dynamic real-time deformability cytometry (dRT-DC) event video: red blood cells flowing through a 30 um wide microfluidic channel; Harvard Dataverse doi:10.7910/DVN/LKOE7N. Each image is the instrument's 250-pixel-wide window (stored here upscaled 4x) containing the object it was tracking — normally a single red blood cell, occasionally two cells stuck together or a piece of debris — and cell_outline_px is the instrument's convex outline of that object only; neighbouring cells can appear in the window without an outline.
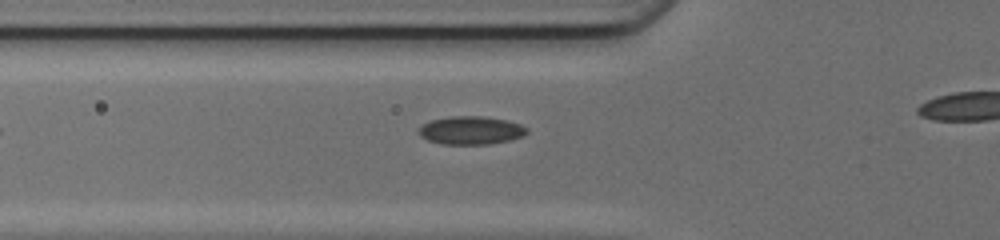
{"species": "common noctule bat (a hibernating species)", "species_latin": "Nyctalus noctula", "temperature_condition": "cold", "stored_images_in_passage": 26, "camera_frame_rate_fps": 3000, "um_per_image_px": 0.085, "animal": {"sex": "female", "body_mass_g": 17.0, "forearm_length_mm": 48.0}, "frame": {"image": 1, "passage_image": 3, "time_ms": 0.667, "image_size_px": [1000, 240], "cell_outline_px": [[528, 132], [524, 136], [508, 140], [488, 144], [440, 144], [428, 140], [420, 136], [416, 132], [424, 124], [432, 120], [448, 116], [484, 116], [508, 120], [520, 124], [528, 128]], "centroid_in_image_um": [40.03, 11.07], "position_along_channel_um": 85.8, "area_um2": 17.86}}
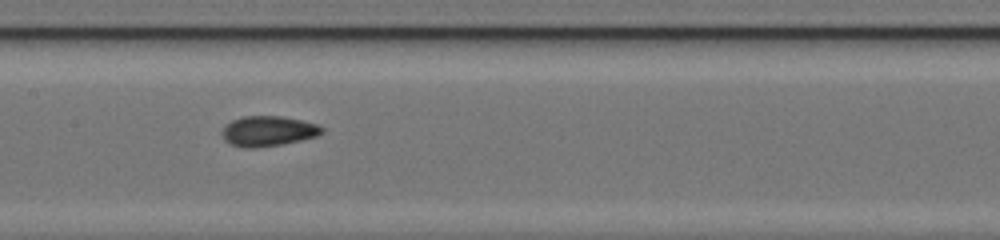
{"frame": {"image": 2, "passage_image": 10, "time_ms": 3.0, "image_size_px": [1000, 240], "cell_outline_px": [[324, 132], [316, 136], [284, 144], [256, 148], [244, 148], [228, 144], [224, 140], [220, 132], [224, 124], [240, 116], [280, 116], [300, 120], [316, 124], [324, 128]], "centroid_in_image_um": [22.72, 11.15], "position_along_channel_um": 184.7, "area_um2": 17.86}}
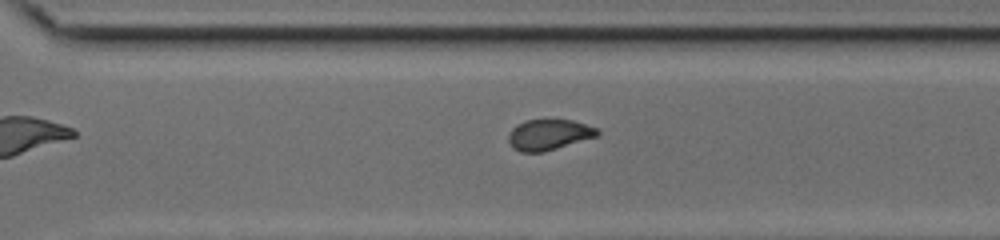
{"frame": {"image": 3, "passage_image": 20, "time_ms": 6.333, "image_size_px": [1000, 240], "cell_outline_px": [[600, 132], [596, 136], [544, 152], [520, 152], [512, 148], [508, 140], [508, 132], [516, 124], [524, 120], [572, 120], [596, 128]], "centroid_in_image_um": [46.58, 11.45], "position_along_channel_um": 324.0, "area_um2": 15.84}}